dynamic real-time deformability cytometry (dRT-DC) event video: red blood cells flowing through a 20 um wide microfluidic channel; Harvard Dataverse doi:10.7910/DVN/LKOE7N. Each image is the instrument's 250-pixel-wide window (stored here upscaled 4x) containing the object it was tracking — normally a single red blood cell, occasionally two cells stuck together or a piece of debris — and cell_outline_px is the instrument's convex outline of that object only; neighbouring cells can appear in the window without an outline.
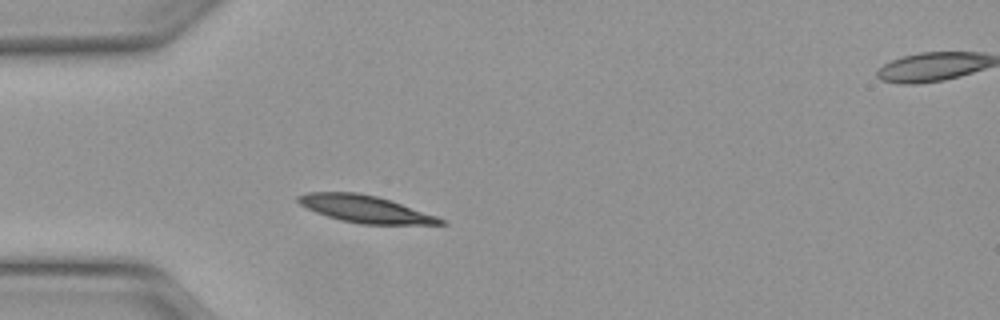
{"species": "Egyptian fruit bat (a non-hibernating species)", "species_latin": "Rousettus aegyptiacus", "temperature_condition": "warm", "stored_images_in_passage": 36, "camera_frame_rate_fps": 3000, "um_per_image_px": 0.085, "animal": {"sex": "female"}, "frame": {"image": 1, "passage_image": 1, "time_ms": 0.0, "image_size_px": [1000, 320], "cell_outline_px": [[448, 224], [360, 224], [340, 220], [316, 212], [300, 204], [296, 200], [296, 196], [308, 192], [356, 192], [376, 196], [392, 200], [436, 216], [444, 220]], "centroid_in_image_um": [31.02, 17.76], "position_along_channel_um": 54.0, "area_um2": 22.37}}
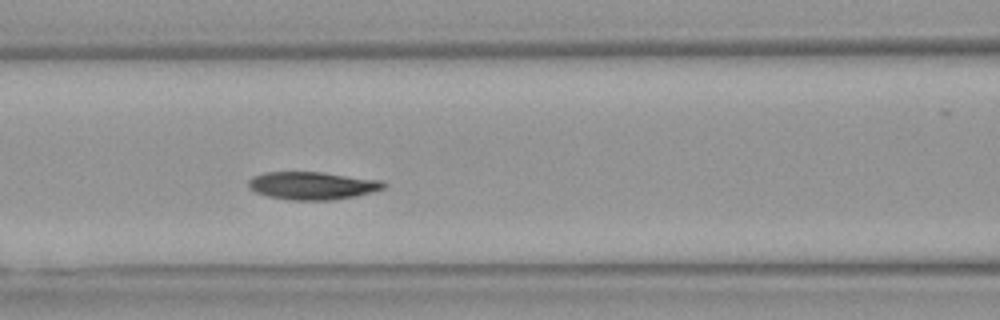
{"frame": {"image": 2, "passage_image": 8, "time_ms": 2.333, "image_size_px": [1000, 320], "cell_outline_px": [[388, 184], [384, 188], [372, 192], [356, 196], [332, 200], [288, 200], [268, 196], [256, 192], [248, 188], [248, 180], [252, 176], [264, 172], [324, 172], [380, 180]], "centroid_in_image_um": [26.54, 15.77], "position_along_channel_um": 140.1, "area_um2": 22.08}}
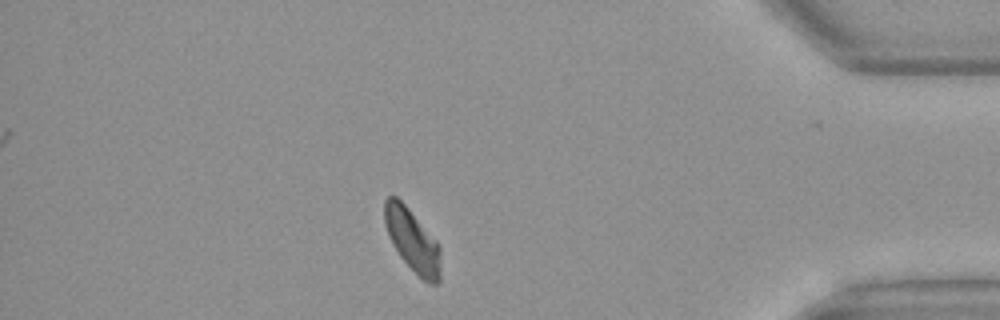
{"frame": {"image": 3, "passage_image": 30, "time_ms": 9.667, "image_size_px": [1000, 320], "cell_outline_px": [[440, 284], [428, 284], [400, 256], [392, 244], [384, 224], [384, 200], [388, 196], [396, 196], [408, 208], [440, 244]], "centroid_in_image_um": [35.06, 20.43], "position_along_channel_um": 400.1, "area_um2": 20.4}, "authors_computed_cell_mechanics": {"area_um2": 21.6461, "velocity_mm_per_s": 4.0731, "shape_relaxation_time_tau1_ms": 4.425, "shape_relaxation_time_tau2_ms": null, "deformation_change_tau1": 0.1166, "deformation_change_tau2": null}}